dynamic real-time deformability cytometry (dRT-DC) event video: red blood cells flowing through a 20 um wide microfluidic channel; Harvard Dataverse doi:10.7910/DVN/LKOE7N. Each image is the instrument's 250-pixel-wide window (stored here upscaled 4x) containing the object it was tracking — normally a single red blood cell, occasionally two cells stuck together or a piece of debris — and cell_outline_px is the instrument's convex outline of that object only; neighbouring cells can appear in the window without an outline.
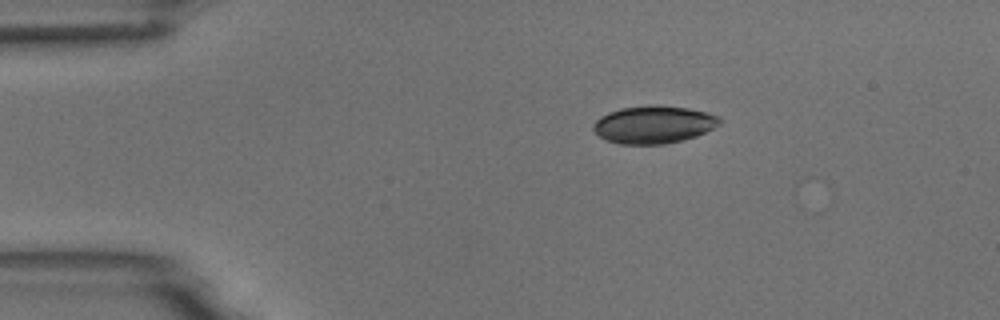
{"species": "common noctule bat (a hibernating species)", "species_latin": "Nyctalus noctula", "temperature_condition": "room temperature", "stored_images_in_passage": 36, "camera_frame_rate_fps": 3000, "um_per_image_px": 0.085, "animal": {"sex": "male", "body_mass_g": 18.8}, "frame": {"image": 1, "passage_image": 1, "time_ms": 0.0, "image_size_px": [1000, 320], "cell_outline_px": [[724, 120], [720, 124], [696, 136], [684, 140], [664, 144], [620, 144], [608, 140], [600, 136], [592, 128], [596, 120], [600, 116], [608, 112], [620, 108], [648, 104], [656, 104], [688, 108], [708, 112], [720, 116]], "centroid_in_image_um": [55.59, 10.57], "position_along_channel_um": 29.4, "area_um2": 27.98}}
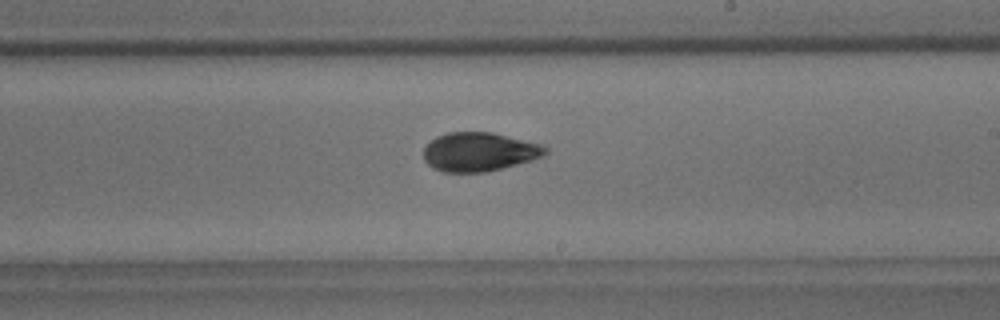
{"frame": {"image": 2, "passage_image": 23, "time_ms": 7.333, "image_size_px": [1000, 320], "cell_outline_px": [[548, 152], [544, 156], [532, 160], [484, 172], [440, 172], [432, 168], [424, 160], [424, 148], [436, 136], [448, 132], [492, 132], [544, 144], [548, 148]], "centroid_in_image_um": [40.75, 12.9], "position_along_channel_um": 248.2, "area_um2": 27.74}}
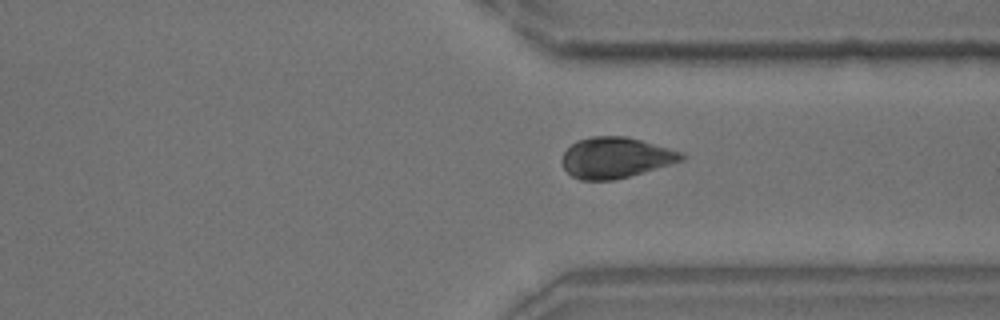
{"frame": {"image": 3, "passage_image": 32, "time_ms": 10.333, "image_size_px": [1000, 320], "cell_outline_px": [[684, 160], [628, 176], [612, 180], [580, 180], [572, 176], [564, 168], [560, 160], [564, 152], [576, 140], [588, 136], [624, 136], [640, 140], [684, 152]], "centroid_in_image_um": [52.29, 13.39], "position_along_channel_um": 359.1, "area_um2": 28.26}}